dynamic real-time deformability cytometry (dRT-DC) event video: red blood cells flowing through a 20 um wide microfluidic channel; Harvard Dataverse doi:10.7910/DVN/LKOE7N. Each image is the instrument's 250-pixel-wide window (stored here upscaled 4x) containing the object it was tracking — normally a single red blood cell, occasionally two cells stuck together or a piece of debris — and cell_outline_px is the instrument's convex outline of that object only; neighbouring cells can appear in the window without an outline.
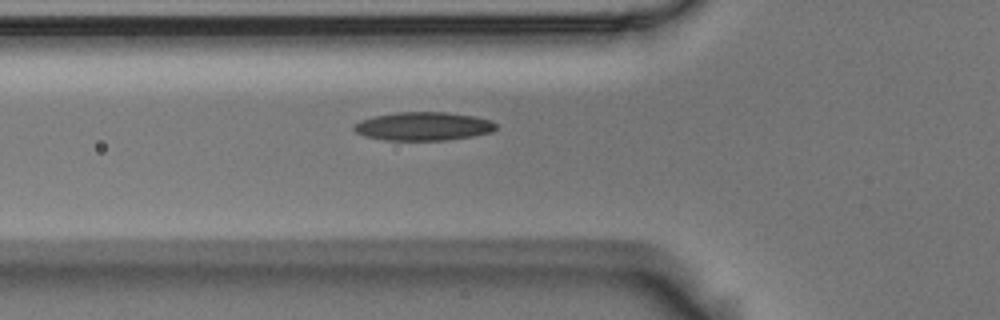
{"species": "Egyptian fruit bat (a non-hibernating species)", "species_latin": "Rousettus aegyptiacus", "temperature_condition": "room temperature", "stored_images_in_passage": 3, "camera_frame_rate_fps": 3000, "um_per_image_px": 0.085, "animal": {"sex": "male"}, "frame": {"image": 1, "passage_image": 3, "time_ms": 0.667, "image_size_px": [1000, 320], "cell_outline_px": [[496, 128], [492, 132], [472, 136], [444, 140], [384, 140], [364, 136], [356, 132], [352, 128], [360, 120], [372, 116], [396, 112], [448, 112], [472, 116], [492, 120], [496, 124]], "centroid_in_image_um": [35.96, 10.73], "position_along_channel_um": 89.8, "area_um2": 23.58}}